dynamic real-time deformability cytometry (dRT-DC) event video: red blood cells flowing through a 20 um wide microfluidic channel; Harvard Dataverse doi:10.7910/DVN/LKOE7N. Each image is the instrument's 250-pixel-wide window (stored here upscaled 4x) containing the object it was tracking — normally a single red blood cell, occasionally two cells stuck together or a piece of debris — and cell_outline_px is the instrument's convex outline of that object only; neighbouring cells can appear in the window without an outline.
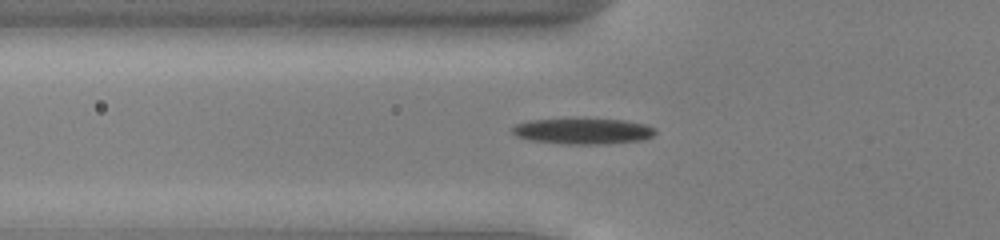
{"species": "common noctule bat (a hibernating species)", "species_latin": "Nyctalus noctula", "temperature_condition": "cold", "stored_images_in_passage": 44, "camera_frame_rate_fps": 3000, "um_per_image_px": 0.085, "animal": {"sex": "male", "body_mass_g": 13.0, "forearm_length_mm": 53.1}, "frame": {"image": 1, "passage_image": 20, "time_ms": 6.333, "image_size_px": [1000, 240], "cell_outline_px": [[656, 132], [652, 136], [644, 140], [604, 144], [568, 144], [528, 140], [516, 136], [512, 132], [512, 128], [516, 124], [532, 120], [624, 120], [644, 124], [656, 128]], "centroid_in_image_um": [49.58, 11.17], "position_along_channel_um": 76.2, "area_um2": 21.15}}
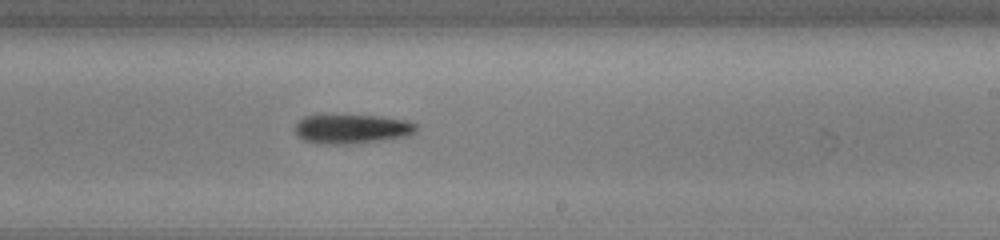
{"frame": {"image": 2, "passage_image": 34, "time_ms": 11.0, "image_size_px": [1000, 240], "cell_outline_px": [[416, 132], [408, 136], [360, 144], [324, 144], [304, 140], [296, 136], [296, 124], [304, 116], [380, 116], [408, 120], [416, 124]], "centroid_in_image_um": [29.96, 10.98], "position_along_channel_um": 259.0, "area_um2": 20.69}}
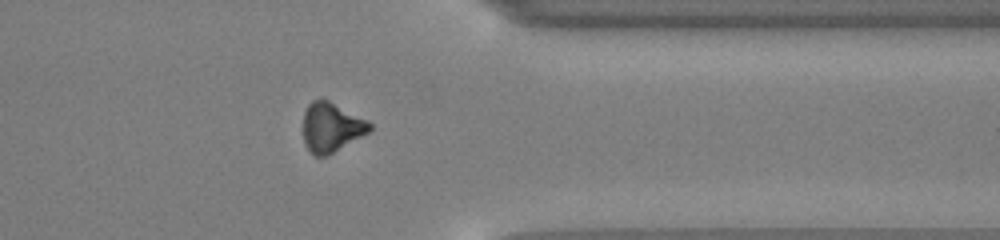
{"frame": {"image": 3, "passage_image": 44, "time_ms": 14.333, "image_size_px": [1000, 240], "cell_outline_px": [[372, 128], [368, 132], [328, 156], [312, 156], [304, 144], [304, 112], [308, 104], [312, 100], [328, 100], [372, 124]], "centroid_in_image_um": [28.12, 10.85], "position_along_channel_um": 383.3, "area_um2": 18.84}, "authors_computed_cell_mechanics": {"area_um2": 20.1433, "velocity_mm_per_s": 3.9252, "shape_relaxation_time_tau1_ms": 3.2948, "shape_relaxation_time_tau2_ms": null, "deformation_change_tau1": 0.1162, "deformation_change_tau2": null}}